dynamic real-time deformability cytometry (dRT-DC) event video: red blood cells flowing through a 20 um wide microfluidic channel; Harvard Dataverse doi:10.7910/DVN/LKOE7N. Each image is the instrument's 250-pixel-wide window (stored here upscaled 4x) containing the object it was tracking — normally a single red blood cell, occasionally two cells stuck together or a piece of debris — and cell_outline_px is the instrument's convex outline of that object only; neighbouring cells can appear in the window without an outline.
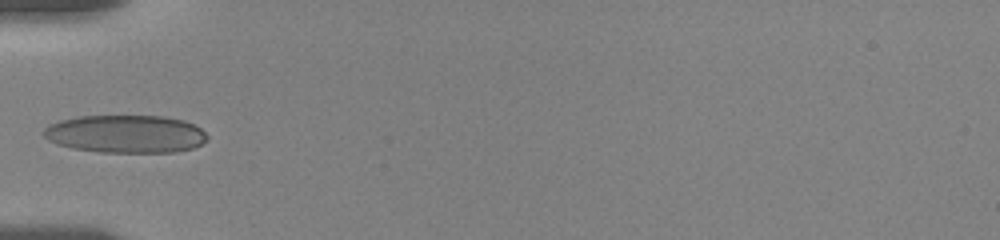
{"species": "human", "species_latin": "Homo sapiens", "temperature_condition": "room temperature", "stored_images_in_passage": 10, "camera_frame_rate_fps": 3000, "um_per_image_px": 0.085, "donor": {"sex": "female"}, "frame": {"image": 1, "passage_image": 9, "time_ms": 6.0, "image_size_px": [1000, 240], "cell_outline_px": [[208, 140], [192, 148], [176, 152], [100, 152], [72, 148], [56, 144], [48, 140], [44, 136], [44, 128], [48, 124], [60, 120], [76, 116], [164, 116], [184, 120], [200, 128], [208, 136]], "centroid_in_image_um": [10.66, 11.38], "position_along_channel_um": 74.3, "area_um2": 36.24}}